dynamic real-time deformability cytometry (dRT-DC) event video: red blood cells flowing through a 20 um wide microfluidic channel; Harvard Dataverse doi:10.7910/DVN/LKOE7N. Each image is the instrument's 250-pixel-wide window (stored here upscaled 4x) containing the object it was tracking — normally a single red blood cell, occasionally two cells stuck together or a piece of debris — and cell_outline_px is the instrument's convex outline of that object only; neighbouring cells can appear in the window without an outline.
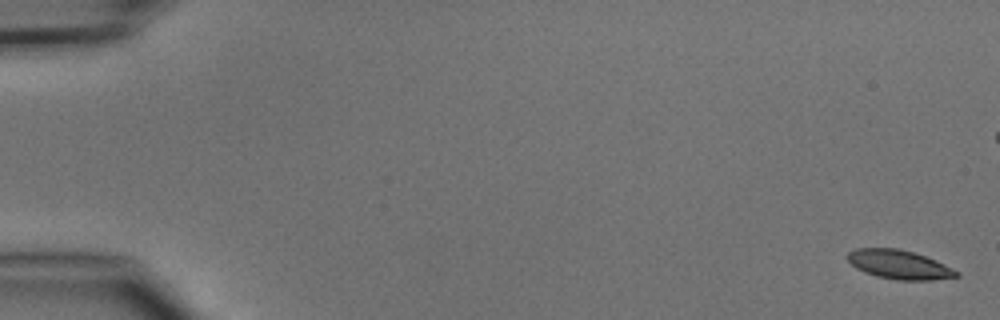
{"species": "common noctule bat (a hibernating species)", "species_latin": "Nyctalus noctula", "temperature_condition": "cold", "stored_images_in_passage": 6, "camera_frame_rate_fps": 3000, "um_per_image_px": 0.085, "animal": {"sex": "male", "body_mass_g": 15.6}, "frame": {"image": 1, "passage_image": 1, "time_ms": 0.0, "image_size_px": [1000, 320], "cell_outline_px": [[960, 276], [928, 280], [896, 280], [876, 276], [856, 268], [848, 260], [848, 252], [856, 248], [900, 248], [936, 260], [960, 272]], "centroid_in_image_um": [76.43, 22.48], "position_along_channel_um": 8.6, "area_um2": 18.26}}
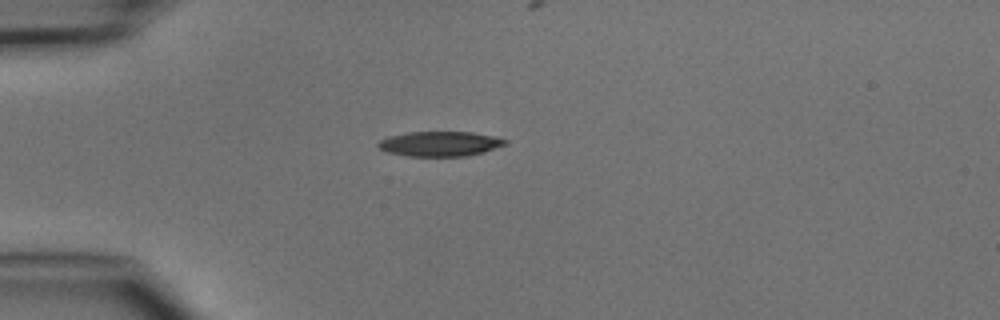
{"frame": {"image": 2, "passage_image": 6, "time_ms": 6.0, "image_size_px": [1000, 320], "cell_outline_px": [[508, 144], [484, 152], [464, 156], [408, 156], [388, 152], [380, 148], [376, 144], [380, 140], [388, 136], [408, 132], [472, 132], [496, 136], [508, 140]], "centroid_in_image_um": [37.43, 12.22], "position_along_channel_um": 47.6, "area_um2": 18.5}}